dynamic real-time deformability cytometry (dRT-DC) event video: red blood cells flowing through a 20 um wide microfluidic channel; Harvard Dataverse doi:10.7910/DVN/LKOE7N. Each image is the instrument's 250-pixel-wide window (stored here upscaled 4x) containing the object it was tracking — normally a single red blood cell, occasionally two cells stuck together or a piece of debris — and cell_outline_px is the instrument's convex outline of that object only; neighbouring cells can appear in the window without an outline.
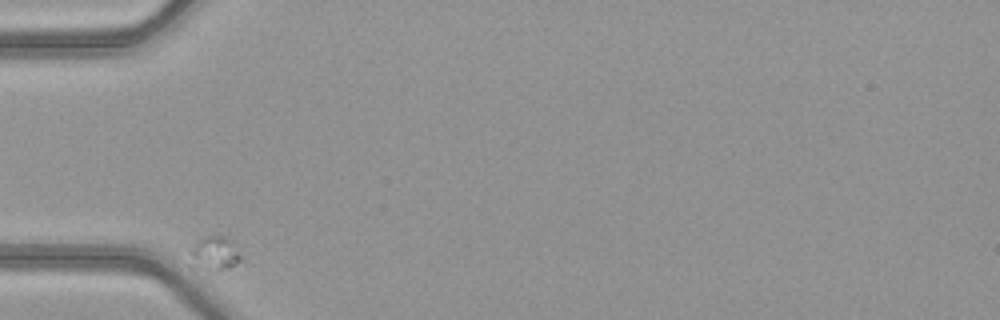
{"species": "common noctule bat (a hibernating species)", "species_latin": "Nyctalus noctula", "temperature_condition": "warm", "stored_images_in_passage": 36, "camera_frame_rate_fps": 3000, "um_per_image_px": 0.085, "animal": {"sex": "female", "body_mass_g": 21.9}, "frame": {"image": 1, "passage_image": 1, "time_ms": 0.0, "image_size_px": [1000, 320], "cell_outline_px": [[244, 260], [228, 268], [216, 272], [192, 272], [188, 252], [188, 248], [196, 240], [204, 236], [224, 236], [232, 240]], "centroid_in_image_um": [18.13, 21.61], "position_along_channel_um": 66.9, "area_um2": 11.27}}
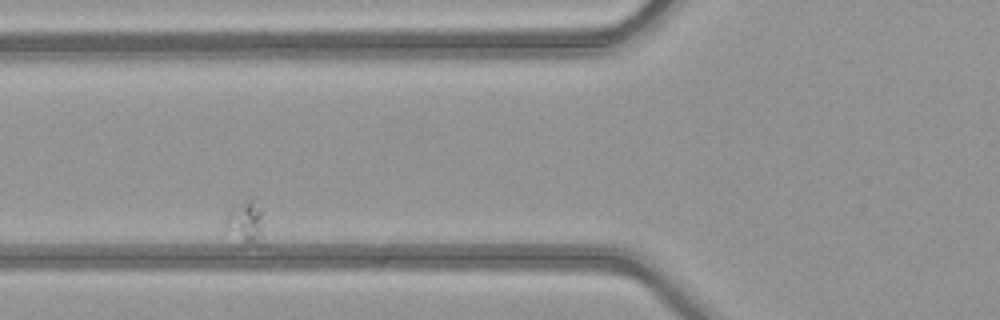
{"frame": {"image": 2, "passage_image": 6, "time_ms": 1.667, "image_size_px": [1000, 320], "cell_outline_px": [[264, 244], [260, 248], [236, 248], [224, 228], [224, 224], [228, 216], [232, 212], [252, 196], [260, 208]], "centroid_in_image_um": [20.89, 19.19], "position_along_channel_um": 104.9, "area_um2": 10.52}}